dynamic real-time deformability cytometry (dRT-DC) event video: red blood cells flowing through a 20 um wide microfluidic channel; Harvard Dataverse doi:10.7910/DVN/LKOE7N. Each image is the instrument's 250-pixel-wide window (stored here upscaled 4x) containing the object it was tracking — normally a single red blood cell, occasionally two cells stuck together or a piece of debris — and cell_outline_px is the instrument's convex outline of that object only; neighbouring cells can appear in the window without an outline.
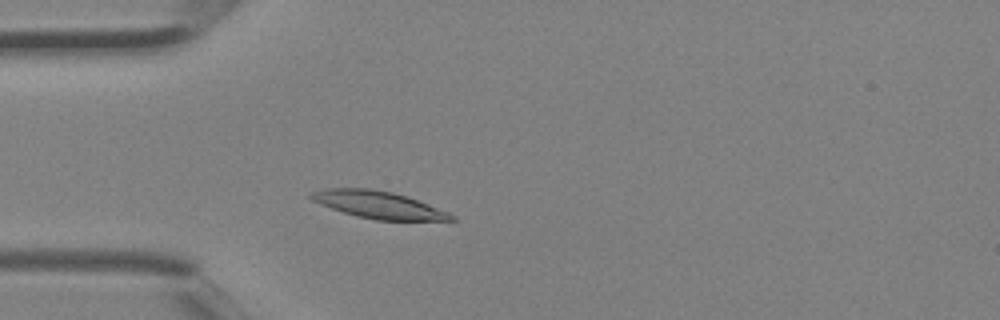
{"species": "Egyptian fruit bat (a non-hibernating species)", "species_latin": "Rousettus aegyptiacus", "temperature_condition": "room temperature", "stored_images_in_passage": 1, "camera_frame_rate_fps": 3000, "um_per_image_px": 0.085, "animal": {"sex": "female"}, "frame": {"image": 1, "passage_image": 1, "time_ms": 0.0, "image_size_px": [1000, 320], "cell_outline_px": [[456, 220], [376, 220], [356, 216], [320, 204], [312, 200], [308, 196], [312, 192], [324, 188], [368, 188], [392, 192], [428, 204], [448, 212], [456, 216]], "centroid_in_image_um": [32.14, 17.4], "position_along_channel_um": 52.9, "area_um2": 21.96}}